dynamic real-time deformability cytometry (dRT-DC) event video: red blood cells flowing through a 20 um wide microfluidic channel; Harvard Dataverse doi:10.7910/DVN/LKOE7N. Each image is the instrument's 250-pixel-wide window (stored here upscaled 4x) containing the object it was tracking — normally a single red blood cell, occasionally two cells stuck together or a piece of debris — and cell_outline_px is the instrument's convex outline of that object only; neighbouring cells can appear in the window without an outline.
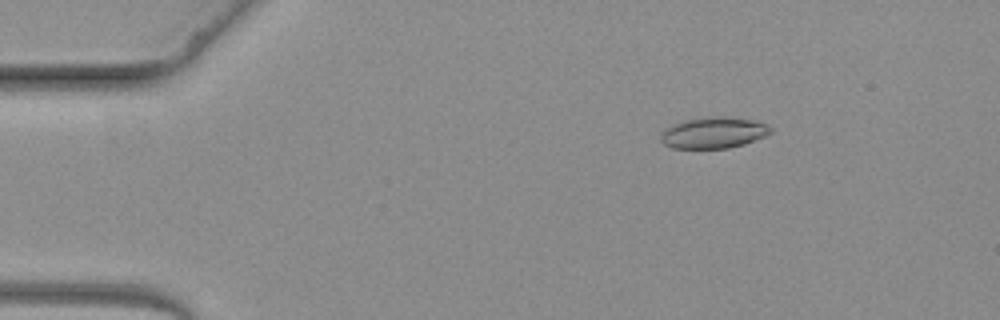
{"species": "common noctule bat (a hibernating species)", "species_latin": "Nyctalus noctula", "temperature_condition": "warm", "stored_images_in_passage": 4, "camera_frame_rate_fps": 3000, "um_per_image_px": 0.085, "animal": {"sex": "female", "body_mass_g": 19.3, "forearm_length_mm": 54.1}, "frame": {"image": 1, "passage_image": 2, "time_ms": 1.333, "image_size_px": [1000, 320], "cell_outline_px": [[772, 132], [768, 136], [744, 144], [728, 148], [672, 148], [664, 144], [660, 140], [660, 132], [664, 128], [672, 124], [684, 120], [704, 116], [724, 116], [756, 120], [768, 124], [772, 128]], "centroid_in_image_um": [60.67, 11.26], "position_along_channel_um": 24.3, "area_um2": 20.52}}
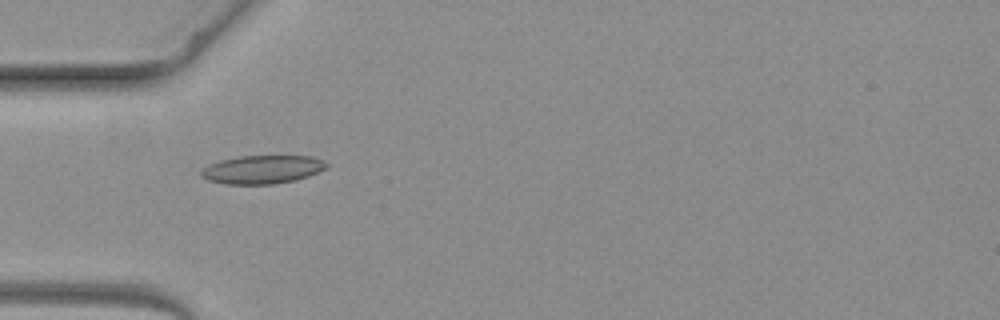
{"frame": {"image": 2, "passage_image": 4, "time_ms": 3.667, "image_size_px": [1000, 320], "cell_outline_px": [[328, 164], [324, 168], [308, 176], [296, 180], [272, 184], [228, 184], [208, 180], [200, 176], [200, 172], [208, 164], [220, 160], [240, 156], [312, 156], [324, 160]], "centroid_in_image_um": [22.27, 14.4], "position_along_channel_um": 62.7, "area_um2": 20.63}}